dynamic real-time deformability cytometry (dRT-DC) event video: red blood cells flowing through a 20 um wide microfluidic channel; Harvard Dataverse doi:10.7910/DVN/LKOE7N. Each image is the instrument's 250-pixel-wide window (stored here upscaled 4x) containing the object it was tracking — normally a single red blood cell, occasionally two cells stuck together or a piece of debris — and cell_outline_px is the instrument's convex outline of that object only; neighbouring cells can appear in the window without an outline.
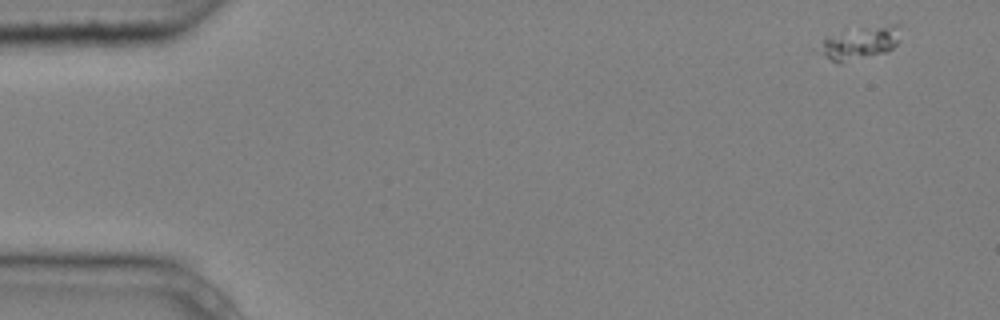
{"species": "common noctule bat (a hibernating species)", "species_latin": "Nyctalus noctula", "temperature_condition": "cold", "stored_images_in_passage": 4, "camera_frame_rate_fps": 3000, "um_per_image_px": 0.085, "animal": {"sex": "male", "body_mass_g": 20.4}, "frame": {"image": 1, "passage_image": 1, "time_ms": 0.0, "image_size_px": [1000, 320], "cell_outline_px": [[900, 40], [888, 52], [840, 64], [836, 64], [812, 52], [812, 48], [824, 36], [892, 24], [900, 24]], "centroid_in_image_um": [72.93, 3.73], "position_along_channel_um": 12.1, "area_um2": 16.24}}